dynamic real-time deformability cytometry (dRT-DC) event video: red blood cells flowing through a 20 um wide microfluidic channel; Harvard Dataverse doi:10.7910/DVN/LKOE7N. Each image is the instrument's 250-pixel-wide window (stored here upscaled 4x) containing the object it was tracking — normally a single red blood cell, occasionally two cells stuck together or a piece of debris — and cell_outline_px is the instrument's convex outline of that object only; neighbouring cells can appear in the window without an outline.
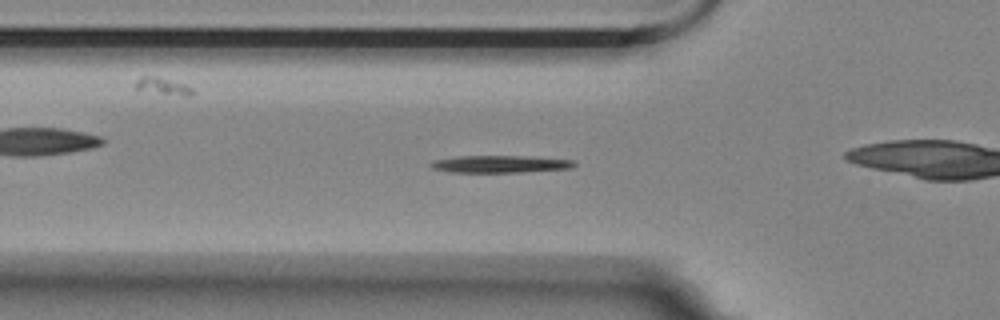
{"species": "Egyptian fruit bat (a non-hibernating species)", "species_latin": "Rousettus aegyptiacus", "temperature_condition": "room temperature", "stored_images_in_passage": 56, "camera_frame_rate_fps": 3000, "um_per_image_px": 0.085, "animal": {"sex": "female"}, "frame": {"image": 1, "passage_image": 18, "time_ms": 5.667, "image_size_px": [1000, 320], "cell_outline_px": [[576, 164], [572, 168], [520, 172], [452, 172], [432, 168], [428, 164], [432, 160], [460, 156], [520, 156], [572, 160]], "centroid_in_image_um": [42.45, 13.94], "position_along_channel_um": 83.3, "area_um2": 14.22}}
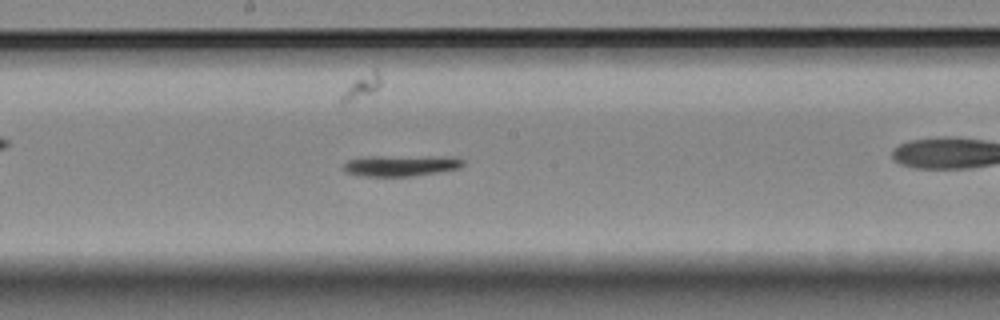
{"frame": {"image": 2, "passage_image": 29, "time_ms": 9.333, "image_size_px": [1000, 320], "cell_outline_px": [[464, 164], [460, 168], [412, 176], [360, 176], [348, 172], [344, 168], [344, 164], [348, 160], [372, 156], [456, 156], [464, 160]], "centroid_in_image_um": [34.15, 14.06], "position_along_channel_um": 214.1, "area_um2": 14.68}}
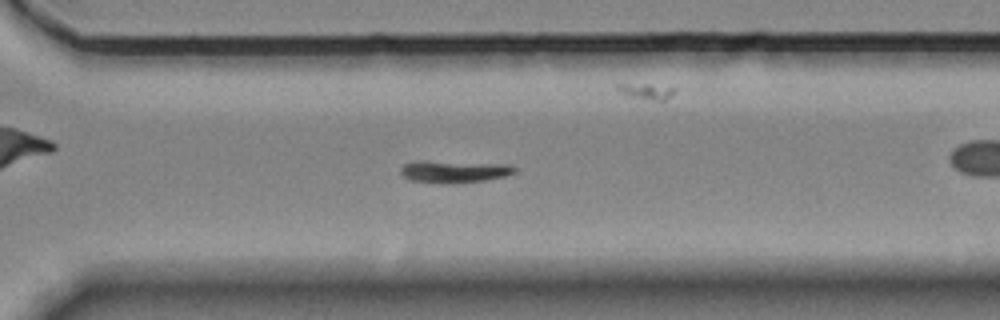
{"frame": {"image": 3, "passage_image": 39, "time_ms": 12.667, "image_size_px": [1000, 320], "cell_outline_px": [[516, 172], [504, 176], [484, 180], [456, 184], [448, 184], [412, 180], [404, 176], [400, 172], [400, 168], [404, 164], [512, 164], [516, 168]], "centroid_in_image_um": [38.72, 14.66], "position_along_channel_um": 331.9, "area_um2": 13.35}, "authors_computed_cell_mechanics": {"area_um2": 13.4674, "velocity_mm_per_s": 3.5513, "shape_relaxation_time_tau1_ms": 6.1217, "shape_relaxation_time_tau2_ms": 5.9145, "deformation_change_tau1": 0.1963, "deformation_change_tau2": 0.0824}}